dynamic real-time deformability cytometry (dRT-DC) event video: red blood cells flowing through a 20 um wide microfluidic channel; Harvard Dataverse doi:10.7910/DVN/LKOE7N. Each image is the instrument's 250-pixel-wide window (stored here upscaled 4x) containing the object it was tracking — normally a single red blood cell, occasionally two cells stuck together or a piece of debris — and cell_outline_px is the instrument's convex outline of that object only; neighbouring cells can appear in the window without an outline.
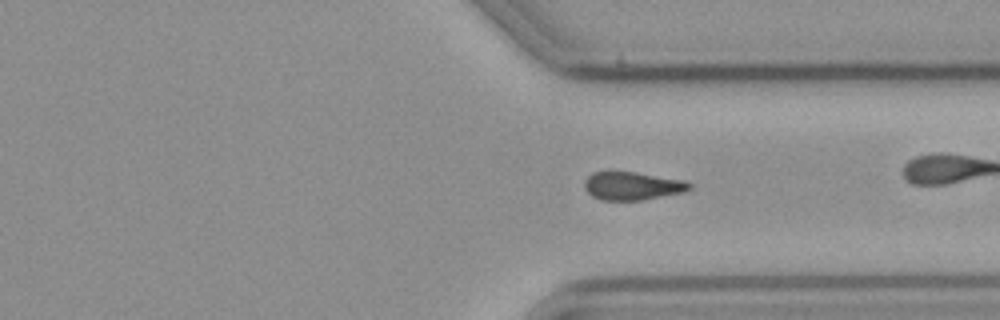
{"species": "common noctule bat (a hibernating species)", "species_latin": "Nyctalus noctula", "temperature_condition": "cold", "stored_images_in_passage": 57, "camera_frame_rate_fps": 3000, "um_per_image_px": 0.085, "animal": {"sex": "male", "body_mass_g": 23.1, "forearm_length_mm": 52.7}, "frame": {"image": 1, "passage_image": 41, "time_ms": 13.333, "image_size_px": [1000, 320], "cell_outline_px": [[692, 188], [684, 192], [644, 200], [604, 200], [592, 196], [584, 188], [584, 180], [592, 172], [636, 172], [684, 180], [692, 184]], "centroid_in_image_um": [53.76, 15.8], "position_along_channel_um": 357.6, "area_um2": 17.28}}
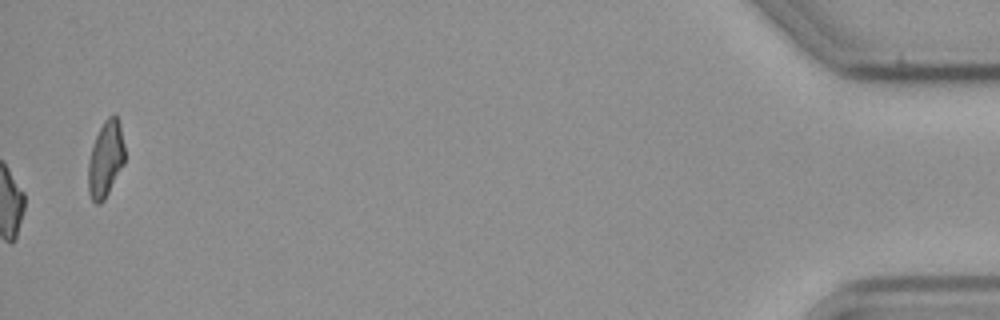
{"frame": {"image": 2, "passage_image": 57, "time_ms": 18.667, "image_size_px": [1000, 320], "cell_outline_px": [[124, 164], [104, 200], [100, 204], [96, 204], [92, 200], [88, 192], [88, 160], [92, 144], [104, 120], [108, 116], [116, 116], [120, 124], [124, 144]], "centroid_in_image_um": [8.96, 13.54], "position_along_channel_um": 426.2, "area_um2": 16.24}, "authors_computed_cell_mechanics": {"area_um2": 17.7446, "velocity_mm_per_s": 3.6006, "shape_relaxation_time_tau1_ms": null, "shape_relaxation_time_tau2_ms": 6.1874, "deformation_change_tau1": null, "deformation_change_tau2": 0.1495}}